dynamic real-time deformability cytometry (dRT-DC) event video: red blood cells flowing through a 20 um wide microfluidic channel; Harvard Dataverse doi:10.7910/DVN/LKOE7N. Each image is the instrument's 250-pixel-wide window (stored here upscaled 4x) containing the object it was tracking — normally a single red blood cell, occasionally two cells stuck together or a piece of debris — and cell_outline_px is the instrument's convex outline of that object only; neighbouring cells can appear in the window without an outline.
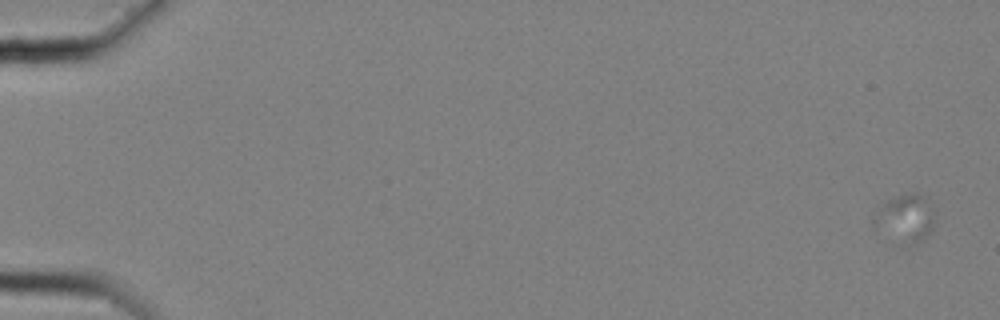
{"species": "common noctule bat (a hibernating species)", "species_latin": "Nyctalus noctula", "temperature_condition": "cold", "stored_images_in_passage": 22, "camera_frame_rate_fps": 3000, "um_per_image_px": 0.085, "animal": {"sex": "female", "body_mass_g": 25.1}, "frame": {"image": 1, "passage_image": 4, "time_ms": 1.0, "image_size_px": [1000, 320], "cell_outline_px": [[936, 224], [924, 236], [916, 240], [872, 224], [872, 216], [876, 208], [888, 200], [896, 196], [912, 192], [916, 192], [928, 196], [932, 208]], "centroid_in_image_um": [77.02, 18.31], "position_along_channel_um": 8.0, "area_um2": 15.32}}